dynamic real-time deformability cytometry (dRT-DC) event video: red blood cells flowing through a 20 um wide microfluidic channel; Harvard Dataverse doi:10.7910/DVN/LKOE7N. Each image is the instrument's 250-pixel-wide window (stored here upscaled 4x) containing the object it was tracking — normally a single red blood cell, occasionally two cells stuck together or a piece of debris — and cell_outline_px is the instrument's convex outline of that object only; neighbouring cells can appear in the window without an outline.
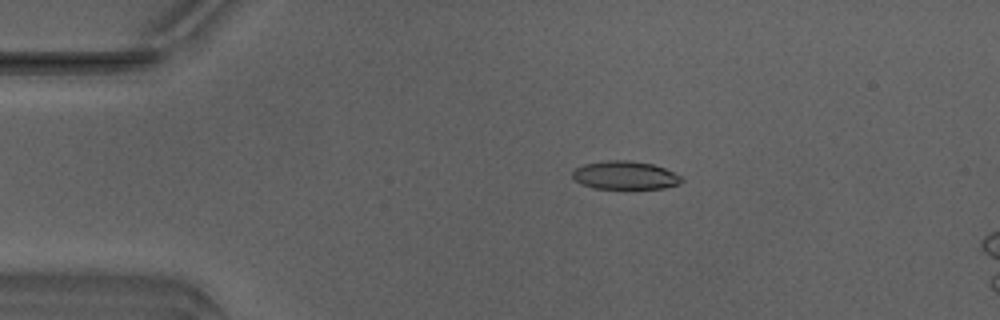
{"species": "Egyptian fruit bat (a non-hibernating species)", "species_latin": "Rousettus aegyptiacus", "temperature_condition": "warm", "stored_images_in_passage": 14, "camera_frame_rate_fps": 3000, "um_per_image_px": 0.085, "animal": {"sex": "male"}, "frame": {"image": 1, "passage_image": 8, "time_ms": 2.333, "image_size_px": [1000, 320], "cell_outline_px": [[684, 180], [680, 184], [664, 188], [596, 188], [580, 184], [572, 176], [572, 168], [584, 164], [604, 160], [632, 160], [652, 164], [664, 168], [680, 176]], "centroid_in_image_um": [53.1, 14.88], "position_along_channel_um": 31.9, "area_um2": 18.03}}